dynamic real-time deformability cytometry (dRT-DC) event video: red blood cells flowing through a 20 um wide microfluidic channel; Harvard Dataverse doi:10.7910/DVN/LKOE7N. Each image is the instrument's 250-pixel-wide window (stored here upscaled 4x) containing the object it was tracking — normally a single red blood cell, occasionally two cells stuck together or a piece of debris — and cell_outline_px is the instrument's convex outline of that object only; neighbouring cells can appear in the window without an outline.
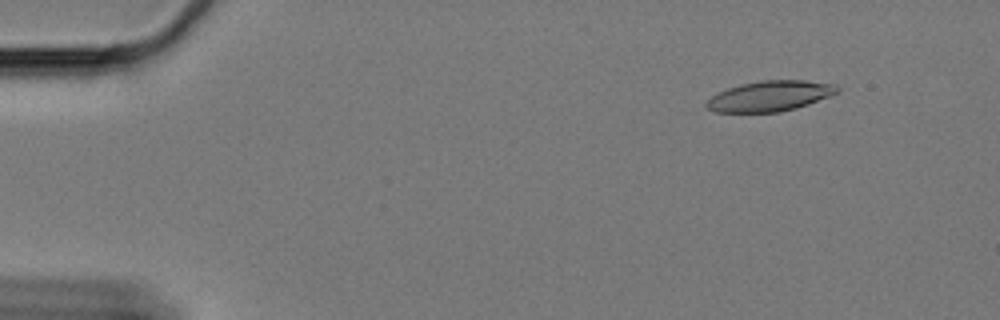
{"species": "Egyptian fruit bat (a non-hibernating species)", "species_latin": "Rousettus aegyptiacus", "temperature_condition": "cold", "stored_images_in_passage": 56, "camera_frame_rate_fps": 3000, "um_per_image_px": 0.085, "animal": {"sex": "female"}, "frame": {"image": 1, "passage_image": 3, "time_ms": 0.667, "image_size_px": [1000, 320], "cell_outline_px": [[840, 92], [808, 104], [796, 108], [780, 112], [716, 112], [708, 108], [704, 104], [712, 96], [728, 88], [740, 84], [760, 80], [804, 80], [836, 84], [840, 88]], "centroid_in_image_um": [65.48, 8.15], "position_along_channel_um": 19.5, "area_um2": 23.18}}
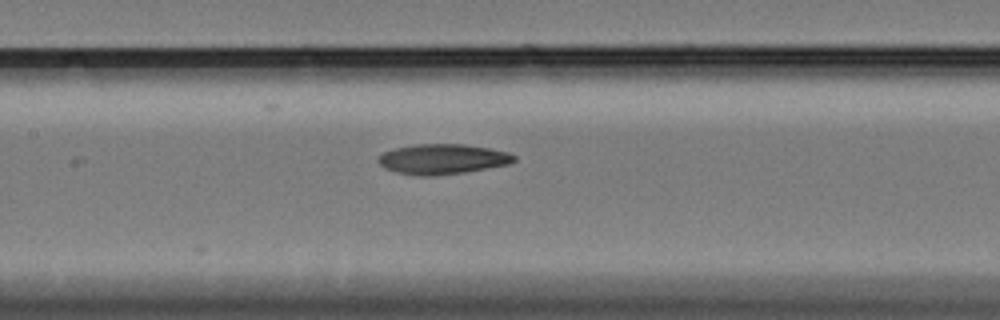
{"frame": {"image": 2, "passage_image": 25, "time_ms": 8.0, "image_size_px": [1000, 320], "cell_outline_px": [[516, 160], [508, 164], [464, 172], [436, 176], [420, 176], [396, 172], [384, 168], [376, 160], [384, 152], [396, 148], [412, 144], [464, 144], [488, 148], [508, 152], [516, 156]], "centroid_in_image_um": [37.6, 13.52], "position_along_channel_um": 169.8, "area_um2": 23.81}}
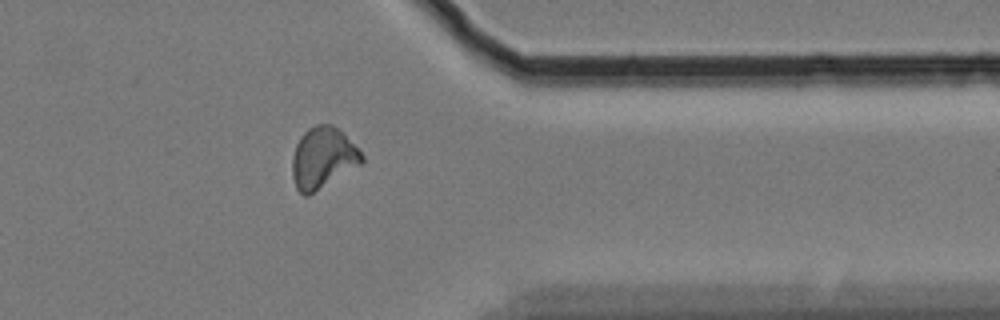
{"frame": {"image": 3, "passage_image": 45, "time_ms": 14.667, "image_size_px": [1000, 320], "cell_outline_px": [[364, 160], [360, 164], [308, 196], [304, 196], [296, 188], [292, 176], [292, 156], [296, 144], [300, 136], [308, 128], [316, 124], [332, 124], [344, 132], [364, 156]], "centroid_in_image_um": [27.42, 13.4], "position_along_channel_um": 384.0, "area_um2": 24.8}, "authors_computed_cell_mechanics": {"area_um2": 23.3512, "velocity_mm_per_s": 3.3471, "shape_relaxation_time_tau1_ms": null, "shape_relaxation_time_tau2_ms": 8.7472, "deformation_change_tau1": null, "deformation_change_tau2": 0.1762}}